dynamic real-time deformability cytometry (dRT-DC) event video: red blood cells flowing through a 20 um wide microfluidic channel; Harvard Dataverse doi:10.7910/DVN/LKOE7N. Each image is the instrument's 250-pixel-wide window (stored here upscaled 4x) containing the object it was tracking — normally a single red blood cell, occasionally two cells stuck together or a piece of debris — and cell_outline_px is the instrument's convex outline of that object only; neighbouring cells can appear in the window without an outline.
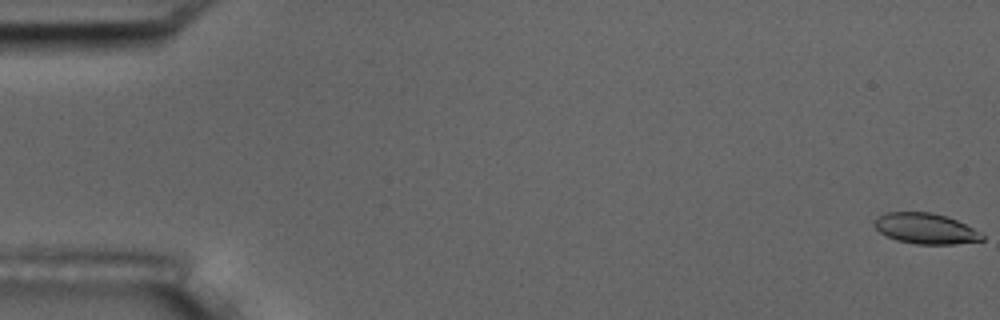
{"species": "common noctule bat (a hibernating species)", "species_latin": "Nyctalus noctula", "temperature_condition": "room temperature", "stored_images_in_passage": 6, "camera_frame_rate_fps": 3000, "um_per_image_px": 0.085, "animal": {"sex": "male", "body_mass_g": 17.5, "forearm_length_mm": 52.3}, "frame": {"image": 1, "passage_image": 1, "time_ms": 0.0, "image_size_px": [1000, 320], "cell_outline_px": [[984, 240], [956, 244], [916, 244], [896, 240], [880, 232], [872, 224], [876, 216], [884, 212], [932, 212], [948, 216], [980, 232], [984, 236]], "centroid_in_image_um": [78.64, 19.42], "position_along_channel_um": 6.4, "area_um2": 19.36}}
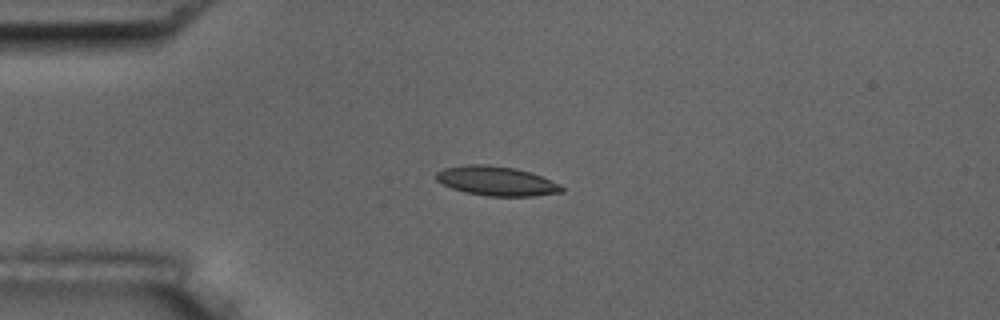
{"frame": {"image": 2, "passage_image": 5, "time_ms": 4.667, "image_size_px": [1000, 320], "cell_outline_px": [[564, 192], [532, 196], [488, 196], [464, 192], [452, 188], [436, 180], [436, 172], [444, 168], [468, 164], [488, 164], [516, 168], [532, 172], [560, 184], [564, 188]], "centroid_in_image_um": [42.22, 15.38], "position_along_channel_um": 42.8, "area_um2": 21.62}}